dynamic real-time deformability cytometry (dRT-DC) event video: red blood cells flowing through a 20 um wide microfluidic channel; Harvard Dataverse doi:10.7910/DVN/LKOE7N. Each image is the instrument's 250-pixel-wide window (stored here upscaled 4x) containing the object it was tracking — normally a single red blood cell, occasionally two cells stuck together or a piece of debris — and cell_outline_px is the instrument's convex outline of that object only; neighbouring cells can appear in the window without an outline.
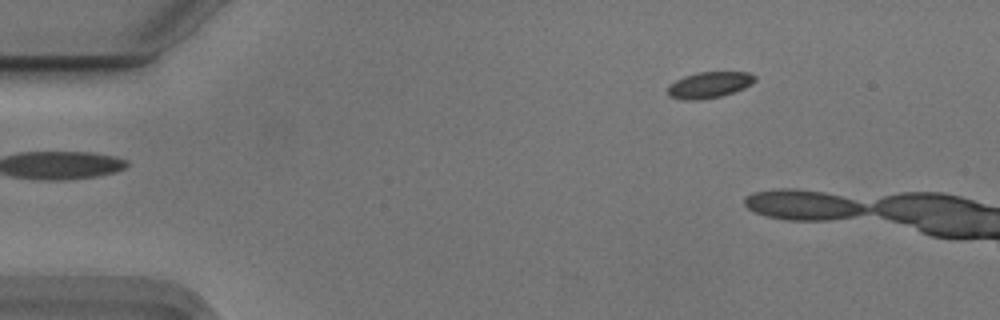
{"species": "Egyptian fruit bat (a non-hibernating species)", "species_latin": "Rousettus aegyptiacus", "temperature_condition": "cold", "stored_images_in_passage": 4, "camera_frame_rate_fps": 3000, "um_per_image_px": 0.085, "animal": {"sex": "male"}, "frame": {"image": 1, "passage_image": 1, "time_ms": 0.0, "image_size_px": [1000, 320], "cell_outline_px": [[756, 80], [752, 84], [744, 88], [720, 96], [696, 100], [684, 100], [668, 96], [668, 84], [684, 76], [696, 72], [748, 72], [756, 76]], "centroid_in_image_um": [60.27, 7.21], "position_along_channel_um": 24.7, "area_um2": 13.29}}